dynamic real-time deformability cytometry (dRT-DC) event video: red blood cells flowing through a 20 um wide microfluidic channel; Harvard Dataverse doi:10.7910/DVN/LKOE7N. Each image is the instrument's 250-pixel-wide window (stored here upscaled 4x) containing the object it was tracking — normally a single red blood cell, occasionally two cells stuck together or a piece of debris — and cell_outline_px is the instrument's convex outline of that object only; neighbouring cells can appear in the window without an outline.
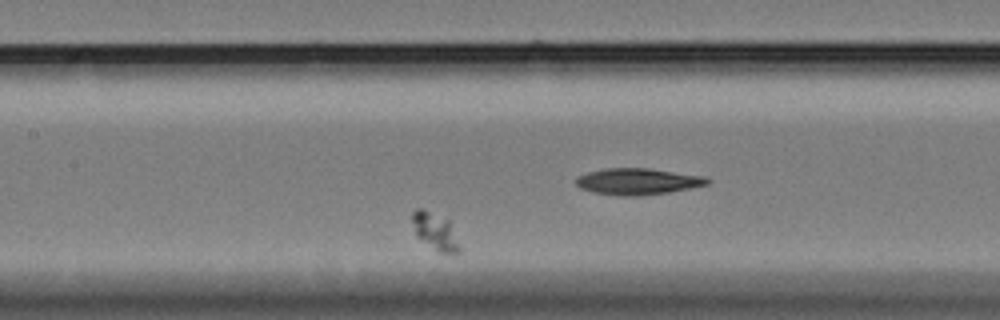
{"species": "Egyptian fruit bat (a non-hibernating species)", "species_latin": "Rousettus aegyptiacus", "temperature_condition": "cold", "stored_images_in_passage": 59, "segment_of_instrument_passage": [2, 3], "camera_frame_rate_fps": 3000, "um_per_image_px": 0.085, "animal": {"sex": "female"}, "frame": {"image": 1, "passage_image": 27, "time_ms": 8.667, "image_size_px": [1000, 320], "cell_outline_px": [[460, 252], [452, 256], [440, 252], [416, 236], [412, 220], [412, 212], [416, 208], [424, 208], [448, 220], [460, 248]], "centroid_in_image_um": [36.98, 19.67], "position_along_channel_um": 170.4, "area_um2": 10.12}}